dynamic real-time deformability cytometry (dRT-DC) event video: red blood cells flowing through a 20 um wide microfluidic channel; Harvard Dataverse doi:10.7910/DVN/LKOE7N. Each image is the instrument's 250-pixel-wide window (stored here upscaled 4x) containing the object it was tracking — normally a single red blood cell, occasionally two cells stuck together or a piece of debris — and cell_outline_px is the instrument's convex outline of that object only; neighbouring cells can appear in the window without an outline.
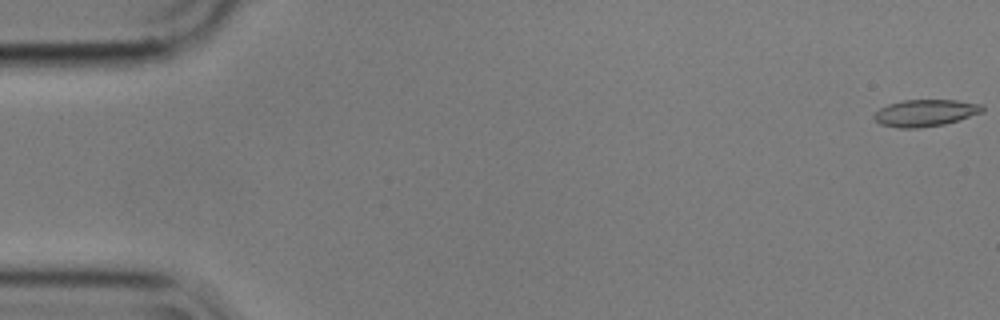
{"species": "common noctule bat (a hibernating species)", "species_latin": "Nyctalus noctula", "temperature_condition": "cold", "stored_images_in_passage": 56, "camera_frame_rate_fps": 3000, "um_per_image_px": 0.085, "animal": {"sex": "male", "body_mass_g": 17.9}, "frame": {"image": 1, "passage_image": 1, "time_ms": 0.0, "image_size_px": [1000, 320], "cell_outline_px": [[984, 112], [944, 124], [920, 128], [900, 128], [880, 124], [872, 116], [880, 108], [888, 104], [904, 100], [956, 100], [980, 104], [984, 108]], "centroid_in_image_um": [78.64, 9.6], "position_along_channel_um": 6.4, "area_um2": 16.88}}
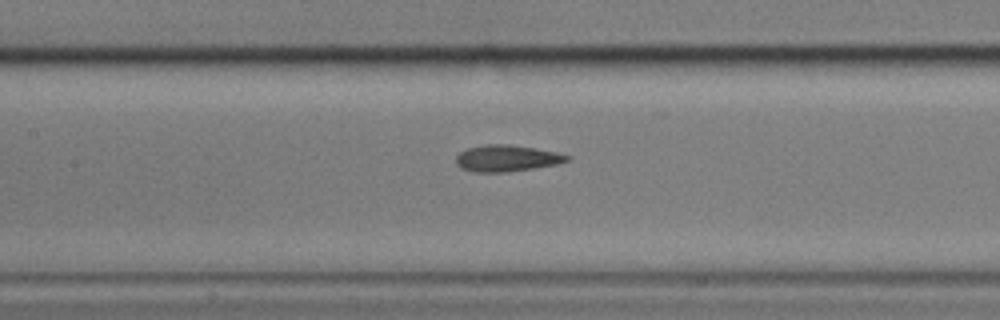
{"frame": {"image": 2, "passage_image": 26, "time_ms": 8.333, "image_size_px": [1000, 320], "cell_outline_px": [[572, 156], [568, 160], [556, 164], [508, 172], [476, 172], [460, 168], [456, 164], [456, 156], [460, 152], [468, 148], [488, 144], [508, 144], [532, 148]], "centroid_in_image_um": [43.01, 13.46], "position_along_channel_um": 164.4, "area_um2": 16.82}}
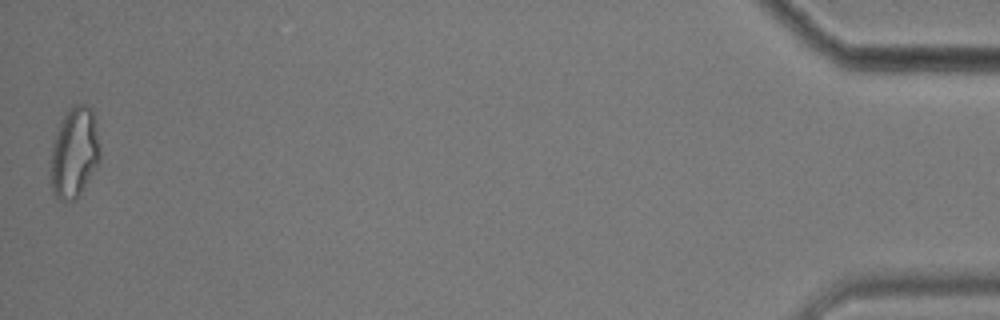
{"frame": {"image": 3, "passage_image": 56, "time_ms": 18.333, "image_size_px": [1000, 320], "cell_outline_px": [[100, 160], [80, 192], [72, 200], [56, 200], [52, 192], [52, 144], [56, 132], [64, 116], [72, 104], [84, 104], [92, 108], [100, 152]], "centroid_in_image_um": [6.32, 12.95], "position_along_channel_um": 428.9, "area_um2": 25.37}, "authors_computed_cell_mechanics": {"area_um2": 17.2533, "velocity_mm_per_s": 3.5728, "shape_relaxation_time_tau1_ms": 6.8228, "shape_relaxation_time_tau2_ms": 5.3223, "deformation_change_tau1": 0.1624, "deformation_change_tau2": 0.1323}}